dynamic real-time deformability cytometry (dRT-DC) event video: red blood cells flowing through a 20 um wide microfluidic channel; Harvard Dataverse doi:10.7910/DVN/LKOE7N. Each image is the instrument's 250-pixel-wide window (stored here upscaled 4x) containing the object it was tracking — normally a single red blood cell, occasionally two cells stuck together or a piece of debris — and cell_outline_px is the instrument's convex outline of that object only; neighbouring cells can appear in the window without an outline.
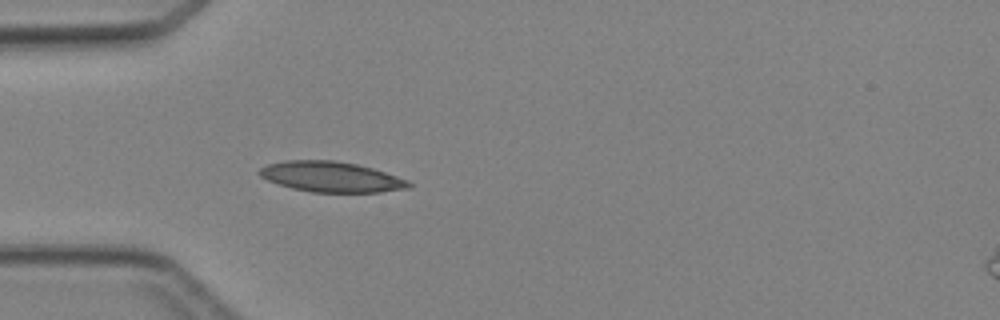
{"species": "Egyptian fruit bat (a non-hibernating species)", "species_latin": "Rousettus aegyptiacus", "temperature_condition": "cold", "stored_images_in_passage": 4, "camera_frame_rate_fps": 3000, "um_per_image_px": 0.085, "animal": {"sex": "female"}, "frame": {"image": 1, "passage_image": 4, "time_ms": 3.333, "image_size_px": [1000, 320], "cell_outline_px": [[412, 188], [380, 192], [312, 192], [292, 188], [268, 180], [260, 176], [256, 172], [260, 168], [268, 164], [284, 160], [332, 160], [356, 164], [372, 168], [408, 180], [412, 184]], "centroid_in_image_um": [28.15, 15.03], "position_along_channel_um": 56.8, "area_um2": 26.41}}